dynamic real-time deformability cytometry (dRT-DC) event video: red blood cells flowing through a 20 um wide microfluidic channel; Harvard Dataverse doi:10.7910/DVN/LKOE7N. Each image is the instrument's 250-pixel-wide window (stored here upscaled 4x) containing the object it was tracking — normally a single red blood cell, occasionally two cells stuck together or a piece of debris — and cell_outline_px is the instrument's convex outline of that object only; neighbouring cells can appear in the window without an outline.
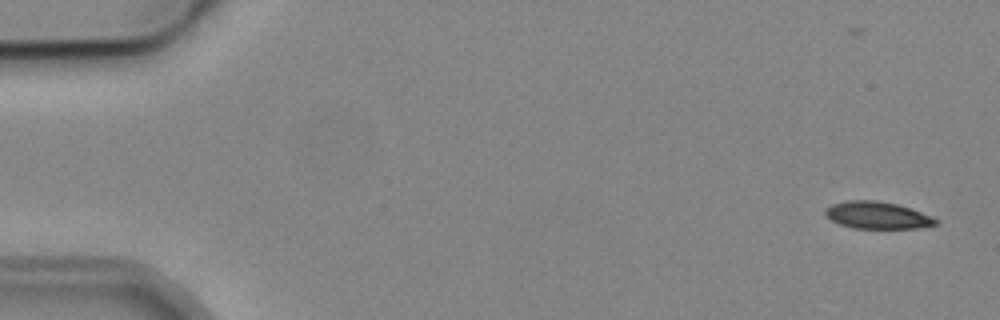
{"species": "common noctule bat (a hibernating species)", "species_latin": "Nyctalus noctula", "temperature_condition": "cold", "stored_images_in_passage": 5, "camera_frame_rate_fps": 3000, "um_per_image_px": 0.085, "animal": {"sex": "male", "body_mass_g": 19.2, "forearm_length_mm": 51.8}, "frame": {"image": 1, "passage_image": 1, "time_ms": 0.0, "image_size_px": [1000, 320], "cell_outline_px": [[940, 220], [936, 224], [916, 228], [852, 228], [840, 224], [832, 220], [824, 212], [824, 208], [832, 204], [848, 200], [876, 200], [896, 204], [932, 216]], "centroid_in_image_um": [74.55, 18.29], "position_along_channel_um": 10.4, "area_um2": 17.28}}